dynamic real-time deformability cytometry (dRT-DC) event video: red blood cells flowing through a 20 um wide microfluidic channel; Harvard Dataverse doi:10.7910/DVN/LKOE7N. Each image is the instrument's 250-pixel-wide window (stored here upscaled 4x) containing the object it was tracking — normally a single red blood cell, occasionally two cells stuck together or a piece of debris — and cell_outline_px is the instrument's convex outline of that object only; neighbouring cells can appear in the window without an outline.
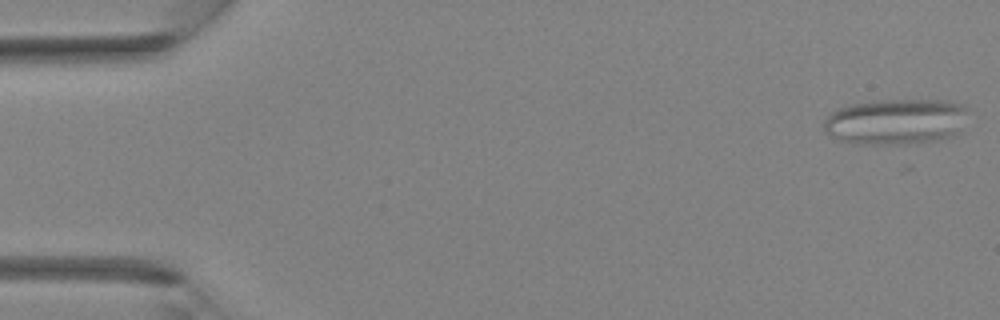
{"species": "Egyptian fruit bat (a non-hibernating species)", "species_latin": "Rousettus aegyptiacus", "temperature_condition": "room temperature", "stored_images_in_passage": 14, "camera_frame_rate_fps": 3000, "um_per_image_px": 0.085, "animal": {"sex": "female"}, "frame": {"image": 1, "passage_image": 1, "time_ms": 0.0, "image_size_px": [1000, 320], "cell_outline_px": [[968, 108], [960, 132], [956, 136], [936, 140], [900, 144], [852, 144], [840, 140], [824, 132], [824, 120], [832, 112], [840, 108], [852, 104], [876, 100], [948, 100], [964, 104]], "centroid_in_image_um": [76.18, 10.33], "position_along_channel_um": 8.8, "area_um2": 38.84}}